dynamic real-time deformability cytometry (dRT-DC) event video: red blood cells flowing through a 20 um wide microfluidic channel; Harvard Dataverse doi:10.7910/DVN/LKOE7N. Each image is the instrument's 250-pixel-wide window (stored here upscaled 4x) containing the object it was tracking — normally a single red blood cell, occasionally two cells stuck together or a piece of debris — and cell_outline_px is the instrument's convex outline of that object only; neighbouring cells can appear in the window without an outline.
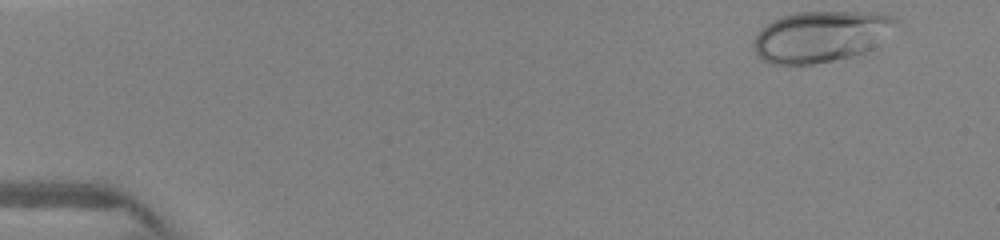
{"species": "human", "species_latin": "Homo sapiens", "temperature_condition": "warm", "stored_images_in_passage": 15, "camera_frame_rate_fps": 3000, "um_per_image_px": 0.085, "donor": {"sex": "female"}, "frame": {"image": 1, "passage_image": 1, "time_ms": 0.0, "image_size_px": [1000, 240], "cell_outline_px": [[900, 20], [868, 52], [856, 56], [812, 64], [772, 64], [760, 60], [756, 56], [752, 44], [756, 36], [772, 20], [796, 12], [856, 12], [896, 16]], "centroid_in_image_um": [69.74, 3.12], "position_along_channel_um": 15.3, "area_um2": 42.14}}
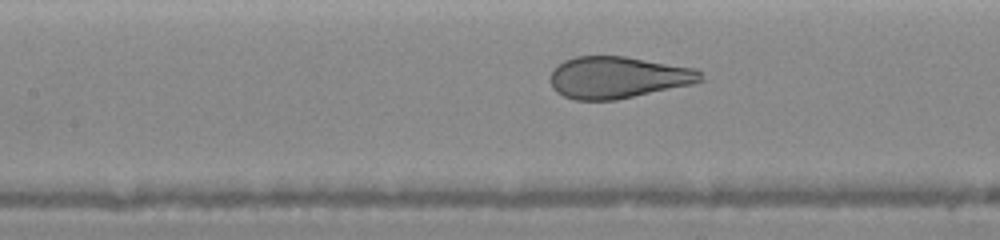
{"frame": {"image": 2, "passage_image": 11, "time_ms": 6.0, "image_size_px": [1000, 240], "cell_outline_px": [[704, 80], [692, 84], [616, 100], [576, 100], [564, 96], [556, 92], [552, 88], [552, 68], [556, 64], [564, 60], [576, 56], [624, 56], [696, 68], [704, 72]], "centroid_in_image_um": [52.54, 6.57], "position_along_channel_um": 154.9, "area_um2": 36.82}}
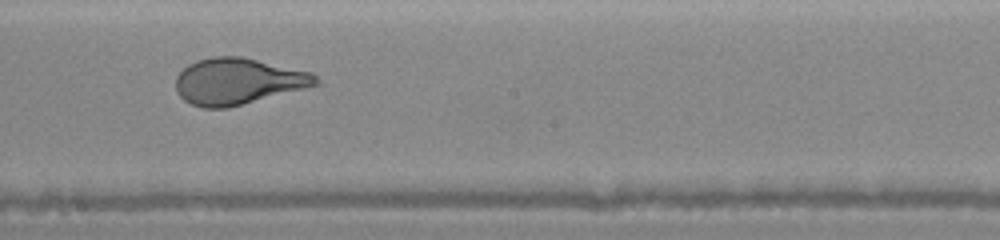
{"frame": {"image": 3, "passage_image": 13, "time_ms": 7.667, "image_size_px": [1000, 240], "cell_outline_px": [[320, 84], [228, 108], [200, 108], [184, 100], [180, 96], [176, 88], [176, 76], [188, 64], [196, 60], [212, 56], [240, 56], [312, 72], [320, 80]], "centroid_in_image_um": [20.21, 6.91], "position_along_channel_um": 228.0, "area_um2": 37.8}}